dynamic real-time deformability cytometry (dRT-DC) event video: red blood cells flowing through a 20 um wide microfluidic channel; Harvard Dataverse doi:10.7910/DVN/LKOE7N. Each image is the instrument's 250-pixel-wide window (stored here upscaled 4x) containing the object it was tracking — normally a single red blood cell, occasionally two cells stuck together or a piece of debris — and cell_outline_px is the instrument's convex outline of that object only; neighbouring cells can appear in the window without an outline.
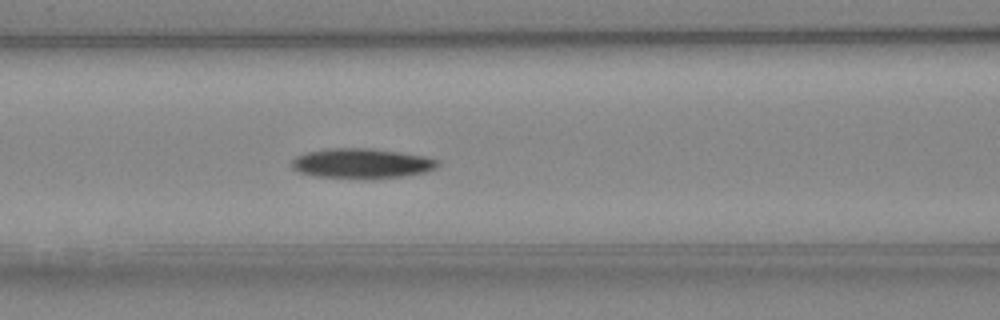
{"species": "Egyptian fruit bat (a non-hibernating species)", "species_latin": "Rousettus aegyptiacus", "temperature_condition": "cold", "stored_images_in_passage": 48, "camera_frame_rate_fps": 3000, "um_per_image_px": 0.085, "animal": {"sex": "female"}, "frame": {"image": 1, "passage_image": 19, "time_ms": 6.0, "image_size_px": [1000, 320], "cell_outline_px": [[440, 164], [436, 168], [424, 172], [404, 176], [364, 180], [360, 180], [312, 176], [300, 172], [292, 168], [292, 160], [296, 156], [308, 152], [328, 148], [372, 148], [400, 152], [424, 156], [440, 160]], "centroid_in_image_um": [30.75, 13.91], "position_along_channel_um": 135.8, "area_um2": 26.01}}
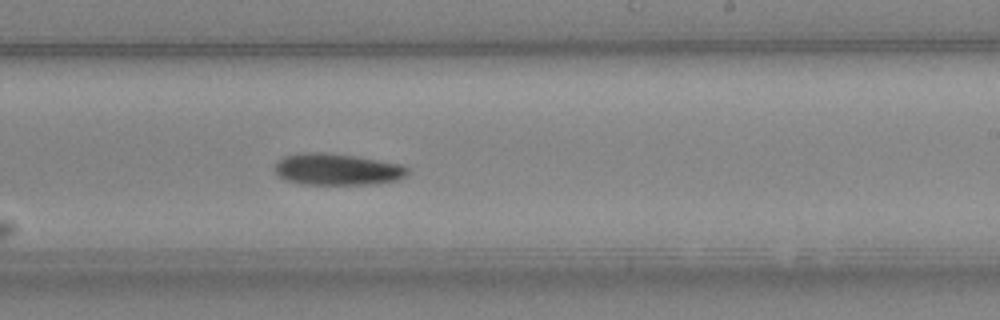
{"frame": {"image": 2, "passage_image": 28, "time_ms": 9.0, "image_size_px": [1000, 320], "cell_outline_px": [[408, 172], [404, 176], [396, 180], [376, 184], [300, 184], [284, 180], [276, 172], [276, 164], [284, 156], [304, 152], [320, 152], [352, 156], [400, 164], [408, 168]], "centroid_in_image_um": [28.64, 14.4], "position_along_channel_um": 260.4, "area_um2": 24.1}}
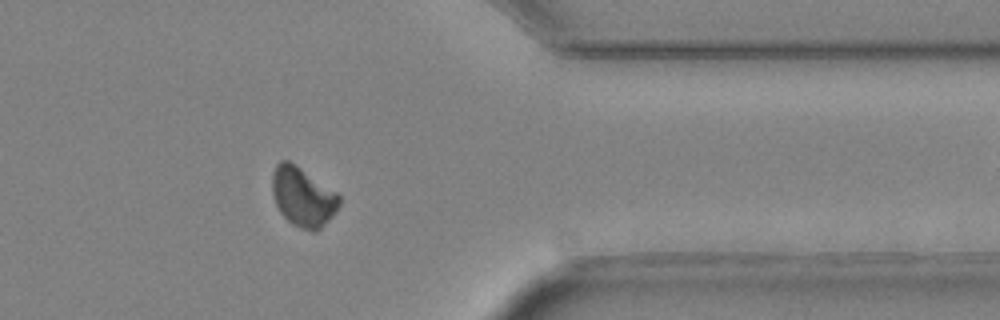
{"frame": {"image": 3, "passage_image": 38, "time_ms": 12.333, "image_size_px": [1000, 320], "cell_outline_px": [[340, 204], [336, 212], [316, 232], [312, 232], [300, 228], [292, 224], [280, 212], [276, 204], [272, 192], [272, 172], [276, 164], [280, 160], [288, 160], [336, 192], [340, 196]], "centroid_in_image_um": [25.73, 16.74], "position_along_channel_um": 385.7, "area_um2": 23.0}}